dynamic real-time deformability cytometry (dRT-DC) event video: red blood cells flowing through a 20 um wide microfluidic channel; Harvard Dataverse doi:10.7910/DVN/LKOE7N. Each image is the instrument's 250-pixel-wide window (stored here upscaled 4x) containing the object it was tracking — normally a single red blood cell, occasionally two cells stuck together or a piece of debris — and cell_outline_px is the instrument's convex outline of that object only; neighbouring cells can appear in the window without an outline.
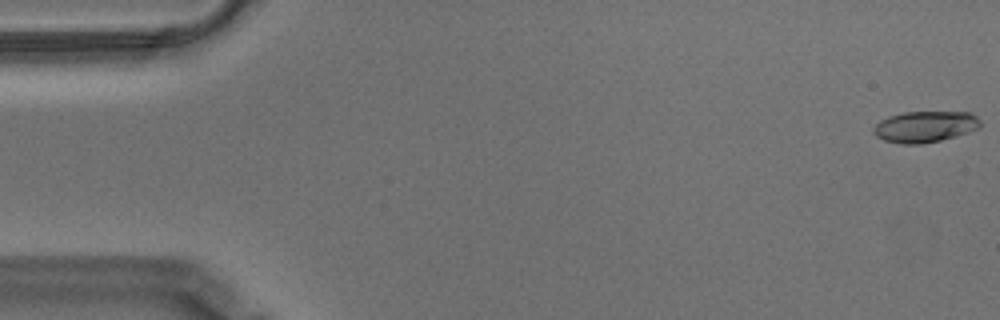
{"species": "Egyptian fruit bat (a non-hibernating species)", "species_latin": "Rousettus aegyptiacus", "temperature_condition": "warm", "stored_images_in_passage": 57, "camera_frame_rate_fps": 3000, "um_per_image_px": 0.085, "animal": {"sex": "male"}, "frame": {"image": 1, "passage_image": 1, "time_ms": 0.0, "image_size_px": [1000, 320], "cell_outline_px": [[980, 128], [968, 132], [940, 140], [920, 144], [900, 144], [884, 140], [876, 136], [872, 132], [872, 128], [880, 120], [888, 116], [904, 112], [972, 112], [980, 120]], "centroid_in_image_um": [78.6, 10.76], "position_along_channel_um": 6.4, "area_um2": 19.48}}
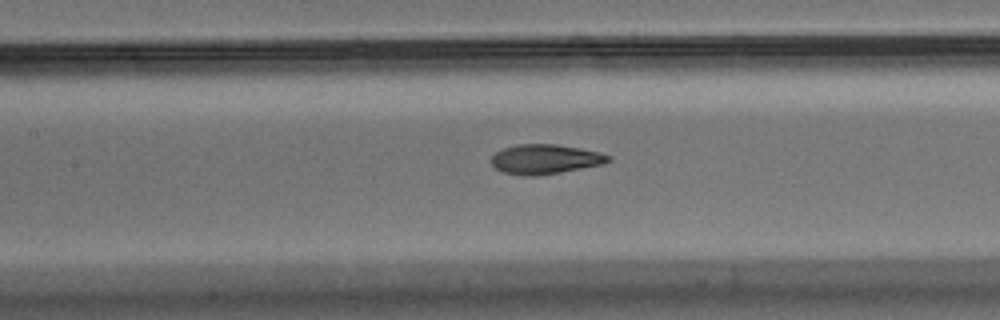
{"frame": {"image": 2, "passage_image": 26, "time_ms": 8.333, "image_size_px": [1000, 320], "cell_outline_px": [[612, 160], [604, 164], [540, 176], [524, 176], [504, 172], [496, 168], [492, 164], [492, 156], [496, 152], [504, 148], [516, 144], [556, 144], [580, 148], [600, 152], [612, 156]], "centroid_in_image_um": [46.38, 13.53], "position_along_channel_um": 161.0, "area_um2": 20.35}}
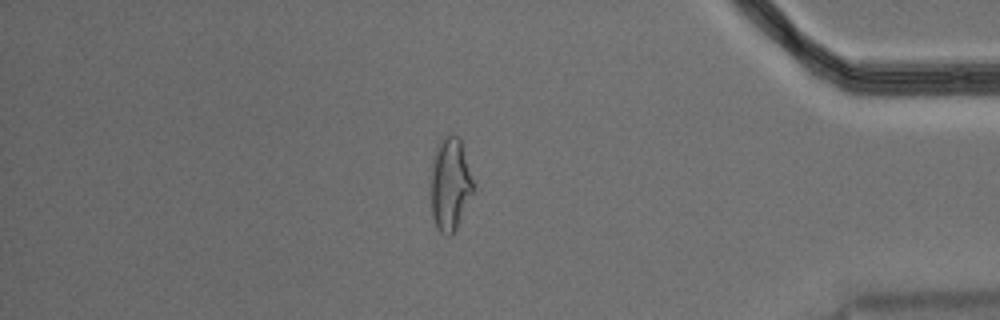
{"frame": {"image": 3, "passage_image": 49, "time_ms": 16.0, "image_size_px": [1000, 320], "cell_outline_px": [[472, 192], [456, 232], [452, 236], [448, 236], [440, 232], [432, 216], [432, 156], [440, 140], [444, 136], [452, 132], [460, 136], [472, 180]], "centroid_in_image_um": [38.25, 15.63], "position_along_channel_um": 396.9, "area_um2": 22.83}, "authors_computed_cell_mechanics": {"area_um2": 20.1144, "velocity_mm_per_s": 3.5206, "shape_relaxation_time_tau1_ms": 7.8357, "shape_relaxation_time_tau2_ms": 1.6394, "deformation_change_tau1": 0.2518, "deformation_change_tau2": 0.093}}